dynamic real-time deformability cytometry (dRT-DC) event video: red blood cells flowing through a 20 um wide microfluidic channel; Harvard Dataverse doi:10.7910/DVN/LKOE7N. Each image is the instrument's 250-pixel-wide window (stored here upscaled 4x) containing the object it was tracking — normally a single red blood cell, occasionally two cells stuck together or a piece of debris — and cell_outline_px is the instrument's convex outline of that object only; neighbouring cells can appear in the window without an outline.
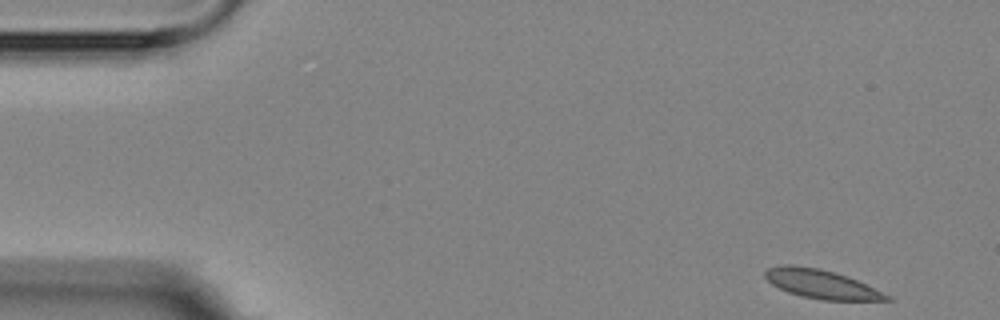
{"species": "Egyptian fruit bat (a non-hibernating species)", "species_latin": "Rousettus aegyptiacus", "temperature_condition": "room temperature", "stored_images_in_passage": 5, "camera_frame_rate_fps": 3000, "um_per_image_px": 0.085, "animal": {"sex": "female"}, "frame": {"image": 1, "passage_image": 1, "time_ms": 0.0, "image_size_px": [1000, 320], "cell_outline_px": [[892, 300], [820, 300], [800, 296], [788, 292], [772, 284], [764, 276], [764, 272], [768, 268], [780, 264], [792, 264], [820, 268], [848, 276], [892, 296]], "centroid_in_image_um": [69.8, 24.14], "position_along_channel_um": 15.2, "area_um2": 20.58}}
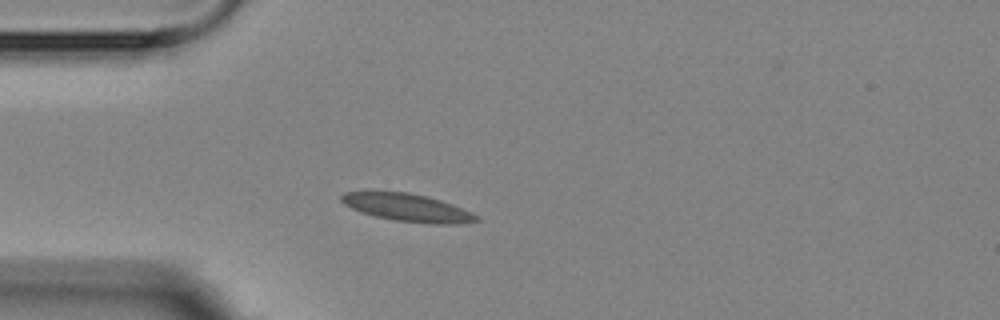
{"frame": {"image": 2, "passage_image": 4, "time_ms": 3.667, "image_size_px": [1000, 320], "cell_outline_px": [[480, 220], [464, 224], [428, 224], [396, 220], [376, 216], [360, 212], [344, 204], [340, 200], [340, 196], [344, 192], [408, 192], [428, 196], [452, 204], [472, 212], [480, 216]], "centroid_in_image_um": [34.69, 17.66], "position_along_channel_um": 50.3, "area_um2": 21.85}}